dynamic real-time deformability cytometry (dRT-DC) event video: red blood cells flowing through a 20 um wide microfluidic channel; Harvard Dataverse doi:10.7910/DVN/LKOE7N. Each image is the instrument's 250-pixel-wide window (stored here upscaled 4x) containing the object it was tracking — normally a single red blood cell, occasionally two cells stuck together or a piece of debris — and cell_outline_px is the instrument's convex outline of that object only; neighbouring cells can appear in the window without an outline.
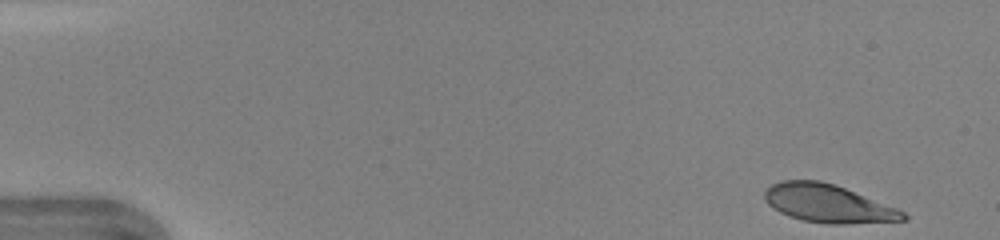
{"species": "human", "species_latin": "Homo sapiens", "temperature_condition": "warm", "stored_images_in_passage": 44, "camera_frame_rate_fps": 3000, "um_per_image_px": 0.085, "donor": {"sex": "female"}, "frame": {"image": 1, "passage_image": 1, "time_ms": 0.0, "image_size_px": [1000, 240], "cell_outline_px": [[908, 220], [844, 224], [828, 224], [804, 220], [788, 216], [780, 212], [768, 204], [764, 200], [764, 192], [772, 184], [780, 180], [820, 180], [844, 188], [896, 208], [904, 212], [908, 216]], "centroid_in_image_um": [70.36, 17.3], "position_along_channel_um": 14.6, "area_um2": 30.46}}
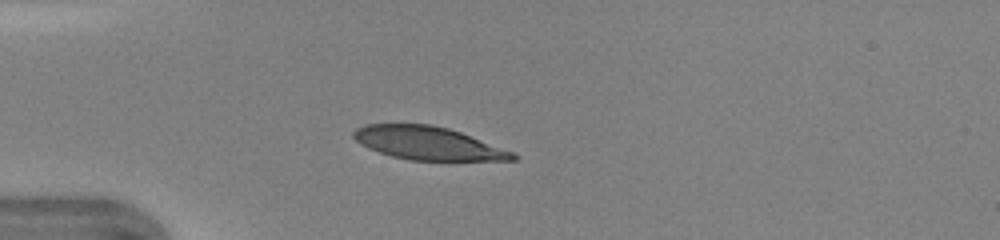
{"frame": {"image": 2, "passage_image": 11, "time_ms": 3.333, "image_size_px": [1000, 240], "cell_outline_px": [[520, 156], [516, 160], [408, 160], [392, 156], [368, 148], [360, 144], [352, 136], [352, 132], [356, 128], [364, 124], [428, 124], [448, 128], [460, 132], [512, 152]], "centroid_in_image_um": [36.33, 12.17], "position_along_channel_um": 48.7, "area_um2": 30.46}}
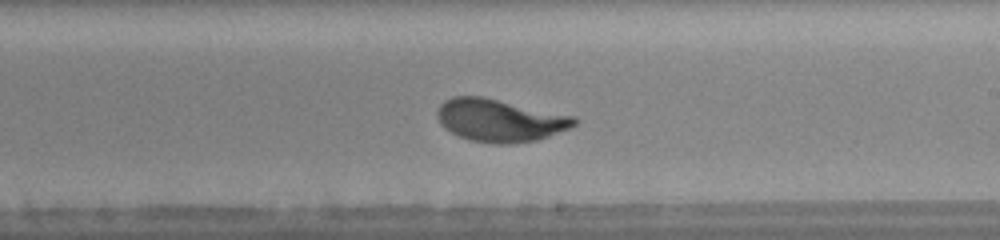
{"frame": {"image": 3, "passage_image": 26, "time_ms": 8.333, "image_size_px": [1000, 240], "cell_outline_px": [[576, 124], [568, 128], [548, 136], [536, 140], [512, 144], [492, 144], [468, 140], [444, 128], [440, 124], [436, 116], [436, 112], [440, 104], [444, 100], [452, 96], [480, 96], [576, 116]], "centroid_in_image_um": [42.44, 10.23], "position_along_channel_um": 246.6, "area_um2": 34.04}, "authors_computed_cell_mechanics": {"area_um2": 32.946, "velocity_mm_per_s": 4.3614, "shape_relaxation_time_tau1_ms": 2.7401, "shape_relaxation_time_tau2_ms": null, "deformation_change_tau1": 0.1736, "deformation_change_tau2": null}}